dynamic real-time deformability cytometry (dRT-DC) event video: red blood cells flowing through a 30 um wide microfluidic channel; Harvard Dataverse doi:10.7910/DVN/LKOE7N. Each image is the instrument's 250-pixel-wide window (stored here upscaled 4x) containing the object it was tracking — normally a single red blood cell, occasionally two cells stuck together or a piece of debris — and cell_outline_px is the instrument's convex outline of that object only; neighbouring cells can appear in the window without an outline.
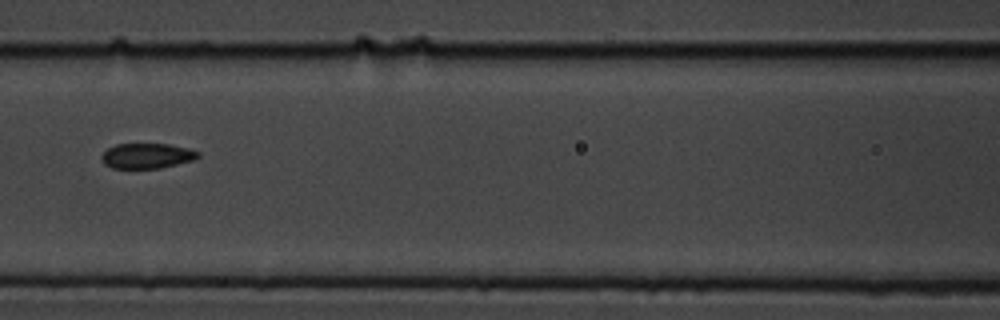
{"species": "common noctule bat (a hibernating species)", "species_latin": "Nyctalus noctula", "temperature_condition": "cold", "stored_images_in_passage": 13, "camera_frame_rate_fps": 3000, "um_per_image_px": 0.085, "animal": {"sex": "male", "body_mass_g": 19.5, "forearm_length_mm": 54.6}, "frame": {"image": 1, "passage_image": 6, "time_ms": 1.667, "image_size_px": [1000, 320], "cell_outline_px": [[200, 156], [192, 160], [160, 168], [112, 168], [104, 164], [100, 156], [108, 148], [116, 144], [168, 144], [188, 148], [200, 152]], "centroid_in_image_um": [12.47, 13.24], "position_along_channel_um": 154.1, "area_um2": 14.1}}
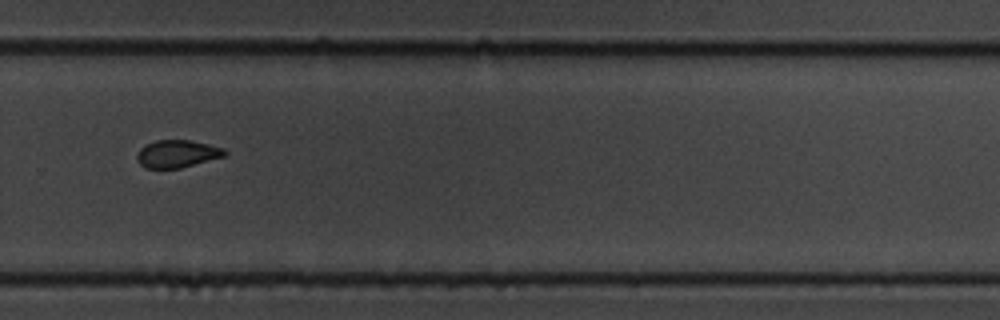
{"frame": {"image": 2, "passage_image": 10, "time_ms": 3.0, "image_size_px": [1000, 320], "cell_outline_px": [[228, 152], [224, 156], [180, 168], [144, 168], [136, 160], [136, 156], [140, 148], [156, 140], [188, 140], [208, 144], [224, 148]], "centroid_in_image_um": [15.04, 13.07], "position_along_channel_um": 314.8, "area_um2": 13.99}}
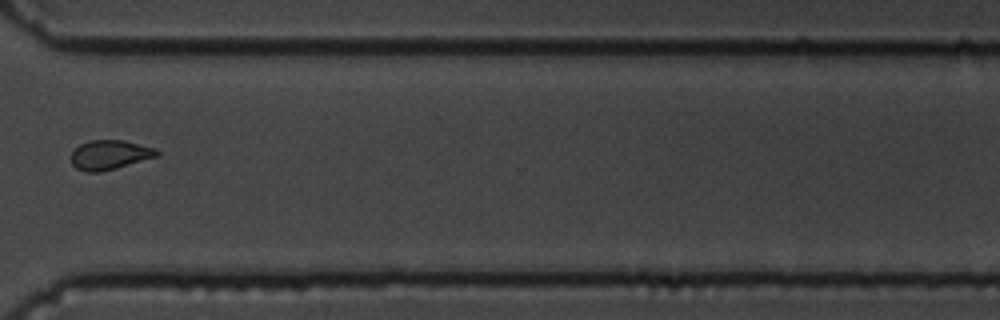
{"frame": {"image": 3, "passage_image": 11, "time_ms": 3.333, "image_size_px": [1000, 320], "cell_outline_px": [[160, 156], [116, 168], [100, 172], [84, 172], [76, 168], [72, 164], [72, 152], [80, 144], [88, 140], [124, 140], [156, 148], [160, 152]], "centroid_in_image_um": [9.36, 13.16], "position_along_channel_um": 361.2, "area_um2": 14.85}}